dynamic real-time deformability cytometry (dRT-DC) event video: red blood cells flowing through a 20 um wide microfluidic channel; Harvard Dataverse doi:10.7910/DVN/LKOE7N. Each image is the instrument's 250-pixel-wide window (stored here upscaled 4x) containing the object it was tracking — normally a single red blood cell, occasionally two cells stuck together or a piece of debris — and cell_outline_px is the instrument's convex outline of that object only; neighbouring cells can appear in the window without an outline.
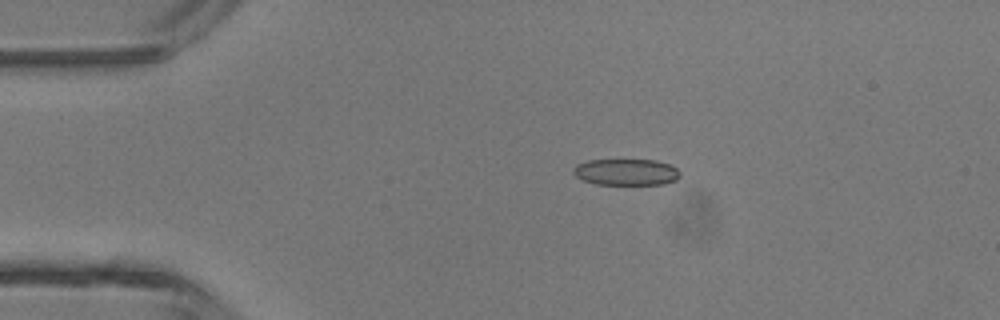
{"species": "common noctule bat (a hibernating species)", "species_latin": "Nyctalus noctula", "temperature_condition": "room temperature", "stored_images_in_passage": 2, "camera_frame_rate_fps": 3000, "um_per_image_px": 0.085, "animal": {"sex": "male", "body_mass_g": 13.3}, "frame": {"image": 1, "passage_image": 1, "time_ms": 0.0, "image_size_px": [1000, 320], "cell_outline_px": [[680, 176], [676, 180], [664, 184], [596, 184], [584, 180], [576, 176], [572, 172], [572, 168], [576, 164], [588, 160], [656, 160], [668, 164], [676, 168], [680, 172]], "centroid_in_image_um": [53.21, 14.62], "position_along_channel_um": 31.8, "area_um2": 16.42}}